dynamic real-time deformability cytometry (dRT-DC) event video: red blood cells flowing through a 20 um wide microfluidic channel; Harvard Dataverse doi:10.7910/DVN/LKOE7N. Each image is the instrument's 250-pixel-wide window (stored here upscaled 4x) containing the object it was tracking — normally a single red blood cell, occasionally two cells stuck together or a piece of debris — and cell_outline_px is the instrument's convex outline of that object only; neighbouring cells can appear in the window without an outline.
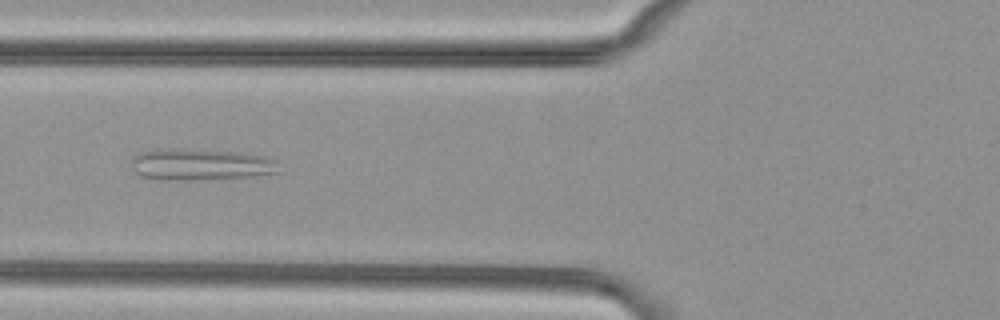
{"species": "common noctule bat (a hibernating species)", "species_latin": "Nyctalus noctula", "temperature_condition": "cold", "stored_images_in_passage": 55, "camera_frame_rate_fps": 3000, "um_per_image_px": 0.085, "animal": {"sex": "female", "body_mass_g": 29.2, "forearm_length_mm": 56.3}, "frame": {"image": 1, "passage_image": 22, "time_ms": 7.0, "image_size_px": [1000, 320], "cell_outline_px": [[280, 172], [252, 176], [188, 180], [156, 180], [140, 176], [132, 168], [132, 156], [140, 152], [160, 148], [184, 148], [240, 152], [264, 156], [276, 160]], "centroid_in_image_um": [17.0, 13.97], "position_along_channel_um": 108.8, "area_um2": 27.51}}
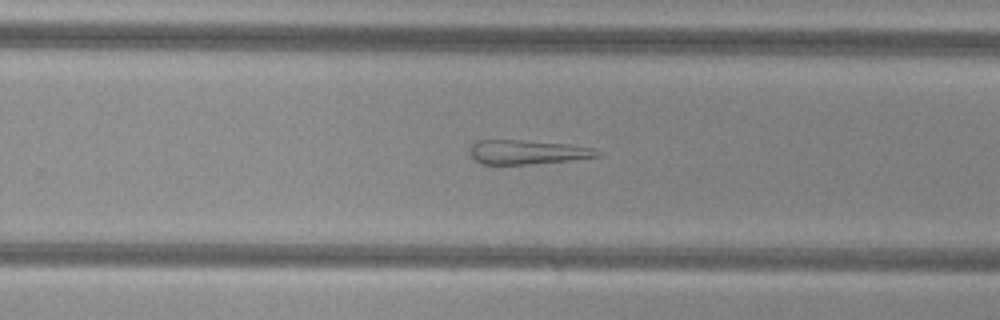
{"frame": {"image": 2, "passage_image": 36, "time_ms": 11.667, "image_size_px": [1000, 320], "cell_outline_px": [[600, 156], [568, 160], [528, 164], [480, 164], [472, 160], [468, 156], [468, 152], [472, 144], [476, 140], [520, 140], [568, 144], [592, 148], [600, 152]], "centroid_in_image_um": [44.71, 12.93], "position_along_channel_um": 285.1, "area_um2": 18.03}}
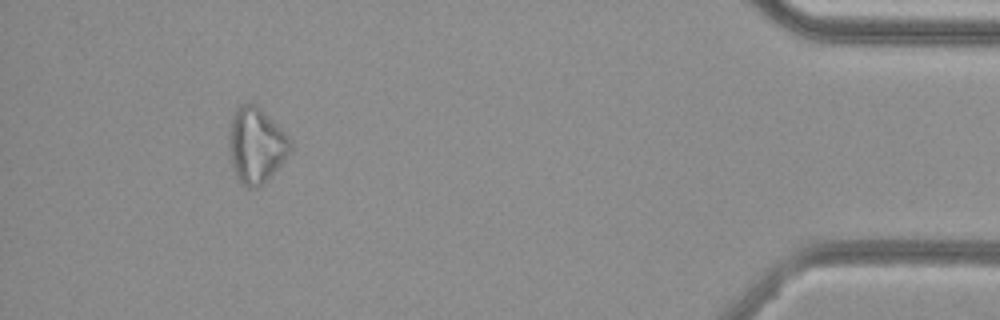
{"frame": {"image": 3, "passage_image": 51, "time_ms": 16.667, "image_size_px": [1000, 320], "cell_outline_px": [[292, 148], [284, 160], [264, 184], [256, 188], [248, 188], [236, 176], [228, 152], [228, 128], [232, 112], [240, 104], [252, 104], [260, 108], [288, 136], [292, 144]], "centroid_in_image_um": [21.73, 12.34], "position_along_channel_um": 413.5, "area_um2": 27.05}}